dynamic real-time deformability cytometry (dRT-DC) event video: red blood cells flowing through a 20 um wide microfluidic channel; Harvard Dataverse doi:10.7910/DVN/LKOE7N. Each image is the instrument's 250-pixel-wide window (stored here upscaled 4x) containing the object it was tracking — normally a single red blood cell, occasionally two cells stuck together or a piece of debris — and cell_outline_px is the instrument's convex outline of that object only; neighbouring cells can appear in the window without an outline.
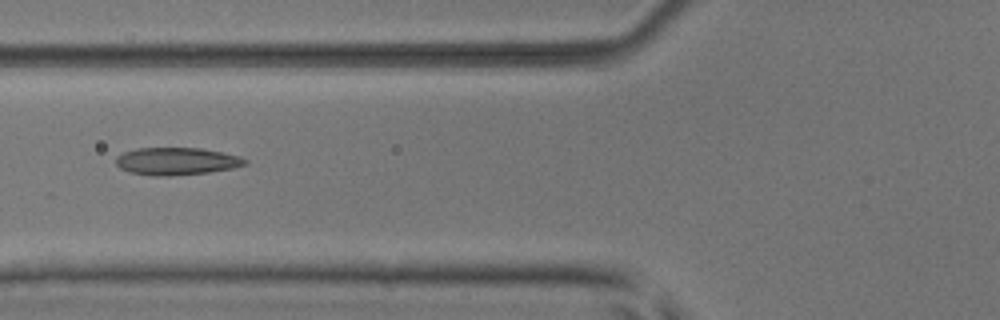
{"species": "common noctule bat (a hibernating species)", "species_latin": "Nyctalus noctula", "temperature_condition": "room temperature", "stored_images_in_passage": 6, "camera_frame_rate_fps": 3000, "um_per_image_px": 0.085, "animal": {"sex": "male", "body_mass_g": 17.9, "forearm_length_mm": 54.2}, "frame": {"image": 1, "passage_image": 2, "time_ms": 0.333, "image_size_px": [1000, 320], "cell_outline_px": [[248, 164], [232, 168], [208, 172], [168, 176], [156, 176], [128, 172], [120, 168], [116, 164], [116, 156], [124, 152], [136, 148], [200, 148], [240, 156], [248, 160]], "centroid_in_image_um": [14.99, 13.7], "position_along_channel_um": 110.8, "area_um2": 20.63}}
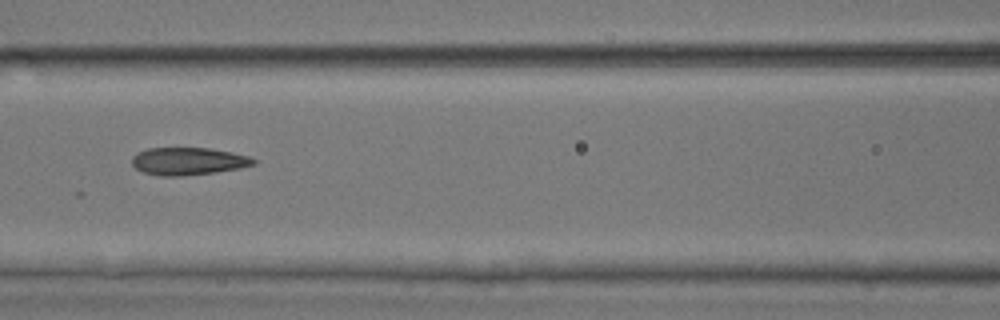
{"frame": {"image": 2, "passage_image": 3, "time_ms": 0.667, "image_size_px": [1000, 320], "cell_outline_px": [[256, 164], [240, 168], [216, 172], [184, 176], [160, 176], [144, 172], [136, 168], [132, 164], [132, 156], [136, 152], [148, 148], [208, 148], [232, 152], [248, 156], [256, 160]], "centroid_in_image_um": [15.99, 13.7], "position_along_channel_um": 150.6, "area_um2": 19.59}}
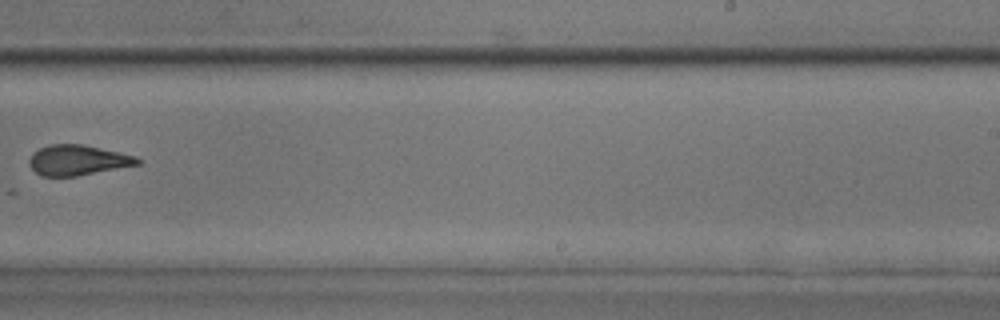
{"frame": {"image": 3, "passage_image": 6, "time_ms": 1.667, "image_size_px": [1000, 320], "cell_outline_px": [[144, 160], [140, 164], [76, 176], [40, 176], [28, 164], [28, 160], [32, 152], [48, 144], [80, 144], [100, 148], [136, 156]], "centroid_in_image_um": [6.59, 13.61], "position_along_channel_um": 282.4, "area_um2": 19.13}}